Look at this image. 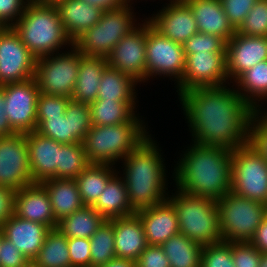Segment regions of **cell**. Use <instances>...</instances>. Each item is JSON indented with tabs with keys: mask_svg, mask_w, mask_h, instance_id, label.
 Listing matches in <instances>:
<instances>
[{
	"mask_svg": "<svg viewBox=\"0 0 267 267\" xmlns=\"http://www.w3.org/2000/svg\"><path fill=\"white\" fill-rule=\"evenodd\" d=\"M227 86L193 88L178 96L192 142L229 150L249 143L256 111L233 85Z\"/></svg>",
	"mask_w": 267,
	"mask_h": 267,
	"instance_id": "1",
	"label": "cell"
},
{
	"mask_svg": "<svg viewBox=\"0 0 267 267\" xmlns=\"http://www.w3.org/2000/svg\"><path fill=\"white\" fill-rule=\"evenodd\" d=\"M186 148L173 171L176 188L219 201L231 191L232 150L195 142Z\"/></svg>",
	"mask_w": 267,
	"mask_h": 267,
	"instance_id": "2",
	"label": "cell"
},
{
	"mask_svg": "<svg viewBox=\"0 0 267 267\" xmlns=\"http://www.w3.org/2000/svg\"><path fill=\"white\" fill-rule=\"evenodd\" d=\"M161 151L150 134L121 162L124 169L119 175L124 179L129 203L135 213L158 205L169 196L167 170Z\"/></svg>",
	"mask_w": 267,
	"mask_h": 267,
	"instance_id": "3",
	"label": "cell"
},
{
	"mask_svg": "<svg viewBox=\"0 0 267 267\" xmlns=\"http://www.w3.org/2000/svg\"><path fill=\"white\" fill-rule=\"evenodd\" d=\"M12 28L36 59L59 53L66 45L73 46L55 4L29 1Z\"/></svg>",
	"mask_w": 267,
	"mask_h": 267,
	"instance_id": "4",
	"label": "cell"
},
{
	"mask_svg": "<svg viewBox=\"0 0 267 267\" xmlns=\"http://www.w3.org/2000/svg\"><path fill=\"white\" fill-rule=\"evenodd\" d=\"M149 136L144 123L92 125L83 141L90 164L115 165Z\"/></svg>",
	"mask_w": 267,
	"mask_h": 267,
	"instance_id": "5",
	"label": "cell"
},
{
	"mask_svg": "<svg viewBox=\"0 0 267 267\" xmlns=\"http://www.w3.org/2000/svg\"><path fill=\"white\" fill-rule=\"evenodd\" d=\"M176 190L167 199L176 209L180 233L201 246L222 241L216 201Z\"/></svg>",
	"mask_w": 267,
	"mask_h": 267,
	"instance_id": "6",
	"label": "cell"
},
{
	"mask_svg": "<svg viewBox=\"0 0 267 267\" xmlns=\"http://www.w3.org/2000/svg\"><path fill=\"white\" fill-rule=\"evenodd\" d=\"M135 17L131 3L105 10L98 23L81 34L73 45L84 55L106 58L114 46L140 24Z\"/></svg>",
	"mask_w": 267,
	"mask_h": 267,
	"instance_id": "7",
	"label": "cell"
},
{
	"mask_svg": "<svg viewBox=\"0 0 267 267\" xmlns=\"http://www.w3.org/2000/svg\"><path fill=\"white\" fill-rule=\"evenodd\" d=\"M222 240L249 242L267 216L263 203L238 196L232 191L216 201Z\"/></svg>",
	"mask_w": 267,
	"mask_h": 267,
	"instance_id": "8",
	"label": "cell"
},
{
	"mask_svg": "<svg viewBox=\"0 0 267 267\" xmlns=\"http://www.w3.org/2000/svg\"><path fill=\"white\" fill-rule=\"evenodd\" d=\"M69 49L36 59L34 79L40 93L71 98L82 53L74 45Z\"/></svg>",
	"mask_w": 267,
	"mask_h": 267,
	"instance_id": "9",
	"label": "cell"
},
{
	"mask_svg": "<svg viewBox=\"0 0 267 267\" xmlns=\"http://www.w3.org/2000/svg\"><path fill=\"white\" fill-rule=\"evenodd\" d=\"M231 191L264 202L267 195V161L250 144L232 150Z\"/></svg>",
	"mask_w": 267,
	"mask_h": 267,
	"instance_id": "10",
	"label": "cell"
},
{
	"mask_svg": "<svg viewBox=\"0 0 267 267\" xmlns=\"http://www.w3.org/2000/svg\"><path fill=\"white\" fill-rule=\"evenodd\" d=\"M186 57L183 46L160 34L147 20L146 81L169 77L175 84L182 80ZM172 77V78H171Z\"/></svg>",
	"mask_w": 267,
	"mask_h": 267,
	"instance_id": "11",
	"label": "cell"
},
{
	"mask_svg": "<svg viewBox=\"0 0 267 267\" xmlns=\"http://www.w3.org/2000/svg\"><path fill=\"white\" fill-rule=\"evenodd\" d=\"M91 126L89 104L70 99L63 116L42 119L36 131L61 144H72L83 142Z\"/></svg>",
	"mask_w": 267,
	"mask_h": 267,
	"instance_id": "12",
	"label": "cell"
},
{
	"mask_svg": "<svg viewBox=\"0 0 267 267\" xmlns=\"http://www.w3.org/2000/svg\"><path fill=\"white\" fill-rule=\"evenodd\" d=\"M36 57L12 27L0 28V86L34 77Z\"/></svg>",
	"mask_w": 267,
	"mask_h": 267,
	"instance_id": "13",
	"label": "cell"
},
{
	"mask_svg": "<svg viewBox=\"0 0 267 267\" xmlns=\"http://www.w3.org/2000/svg\"><path fill=\"white\" fill-rule=\"evenodd\" d=\"M182 80L176 84L178 96L187 90L227 84L226 53L202 52L185 55Z\"/></svg>",
	"mask_w": 267,
	"mask_h": 267,
	"instance_id": "14",
	"label": "cell"
},
{
	"mask_svg": "<svg viewBox=\"0 0 267 267\" xmlns=\"http://www.w3.org/2000/svg\"><path fill=\"white\" fill-rule=\"evenodd\" d=\"M30 184L27 133L0 137V185L17 191Z\"/></svg>",
	"mask_w": 267,
	"mask_h": 267,
	"instance_id": "15",
	"label": "cell"
},
{
	"mask_svg": "<svg viewBox=\"0 0 267 267\" xmlns=\"http://www.w3.org/2000/svg\"><path fill=\"white\" fill-rule=\"evenodd\" d=\"M5 91L6 114L17 133L37 130V98L39 89L33 78L2 85Z\"/></svg>",
	"mask_w": 267,
	"mask_h": 267,
	"instance_id": "16",
	"label": "cell"
},
{
	"mask_svg": "<svg viewBox=\"0 0 267 267\" xmlns=\"http://www.w3.org/2000/svg\"><path fill=\"white\" fill-rule=\"evenodd\" d=\"M143 20L106 57L108 66L131 76L139 84L146 82L147 19Z\"/></svg>",
	"mask_w": 267,
	"mask_h": 267,
	"instance_id": "17",
	"label": "cell"
},
{
	"mask_svg": "<svg viewBox=\"0 0 267 267\" xmlns=\"http://www.w3.org/2000/svg\"><path fill=\"white\" fill-rule=\"evenodd\" d=\"M165 6L145 19L160 34L182 45L198 32L192 10L184 0H170Z\"/></svg>",
	"mask_w": 267,
	"mask_h": 267,
	"instance_id": "18",
	"label": "cell"
},
{
	"mask_svg": "<svg viewBox=\"0 0 267 267\" xmlns=\"http://www.w3.org/2000/svg\"><path fill=\"white\" fill-rule=\"evenodd\" d=\"M265 60H267V37L244 36L235 32L226 42L228 82L230 80V83H233L242 73Z\"/></svg>",
	"mask_w": 267,
	"mask_h": 267,
	"instance_id": "19",
	"label": "cell"
},
{
	"mask_svg": "<svg viewBox=\"0 0 267 267\" xmlns=\"http://www.w3.org/2000/svg\"><path fill=\"white\" fill-rule=\"evenodd\" d=\"M27 143L33 183L56 178L62 144L36 130L27 133Z\"/></svg>",
	"mask_w": 267,
	"mask_h": 267,
	"instance_id": "20",
	"label": "cell"
},
{
	"mask_svg": "<svg viewBox=\"0 0 267 267\" xmlns=\"http://www.w3.org/2000/svg\"><path fill=\"white\" fill-rule=\"evenodd\" d=\"M15 215L19 218L39 222L50 229L57 227L49 194L41 183H33L16 191Z\"/></svg>",
	"mask_w": 267,
	"mask_h": 267,
	"instance_id": "21",
	"label": "cell"
},
{
	"mask_svg": "<svg viewBox=\"0 0 267 267\" xmlns=\"http://www.w3.org/2000/svg\"><path fill=\"white\" fill-rule=\"evenodd\" d=\"M136 214L141 220L148 245L161 246L180 233L176 209L168 199Z\"/></svg>",
	"mask_w": 267,
	"mask_h": 267,
	"instance_id": "22",
	"label": "cell"
},
{
	"mask_svg": "<svg viewBox=\"0 0 267 267\" xmlns=\"http://www.w3.org/2000/svg\"><path fill=\"white\" fill-rule=\"evenodd\" d=\"M3 236L19 249L30 261H33L43 246L48 226L13 215L1 227Z\"/></svg>",
	"mask_w": 267,
	"mask_h": 267,
	"instance_id": "23",
	"label": "cell"
},
{
	"mask_svg": "<svg viewBox=\"0 0 267 267\" xmlns=\"http://www.w3.org/2000/svg\"><path fill=\"white\" fill-rule=\"evenodd\" d=\"M191 8L198 32L221 37L228 42L236 30L230 24L220 0H184Z\"/></svg>",
	"mask_w": 267,
	"mask_h": 267,
	"instance_id": "24",
	"label": "cell"
},
{
	"mask_svg": "<svg viewBox=\"0 0 267 267\" xmlns=\"http://www.w3.org/2000/svg\"><path fill=\"white\" fill-rule=\"evenodd\" d=\"M55 5L63 27L72 42L98 23L105 11L83 0H59Z\"/></svg>",
	"mask_w": 267,
	"mask_h": 267,
	"instance_id": "25",
	"label": "cell"
},
{
	"mask_svg": "<svg viewBox=\"0 0 267 267\" xmlns=\"http://www.w3.org/2000/svg\"><path fill=\"white\" fill-rule=\"evenodd\" d=\"M116 257L135 261L148 246L139 216L114 218Z\"/></svg>",
	"mask_w": 267,
	"mask_h": 267,
	"instance_id": "26",
	"label": "cell"
},
{
	"mask_svg": "<svg viewBox=\"0 0 267 267\" xmlns=\"http://www.w3.org/2000/svg\"><path fill=\"white\" fill-rule=\"evenodd\" d=\"M107 66V59L105 57L82 54L71 99L87 104L95 102L101 77Z\"/></svg>",
	"mask_w": 267,
	"mask_h": 267,
	"instance_id": "27",
	"label": "cell"
},
{
	"mask_svg": "<svg viewBox=\"0 0 267 267\" xmlns=\"http://www.w3.org/2000/svg\"><path fill=\"white\" fill-rule=\"evenodd\" d=\"M41 184L49 194L52 212L57 221L85 206L75 179L50 178Z\"/></svg>",
	"mask_w": 267,
	"mask_h": 267,
	"instance_id": "28",
	"label": "cell"
},
{
	"mask_svg": "<svg viewBox=\"0 0 267 267\" xmlns=\"http://www.w3.org/2000/svg\"><path fill=\"white\" fill-rule=\"evenodd\" d=\"M117 172L108 180L96 203L92 206L106 220L127 217L135 214L129 203L126 185Z\"/></svg>",
	"mask_w": 267,
	"mask_h": 267,
	"instance_id": "29",
	"label": "cell"
},
{
	"mask_svg": "<svg viewBox=\"0 0 267 267\" xmlns=\"http://www.w3.org/2000/svg\"><path fill=\"white\" fill-rule=\"evenodd\" d=\"M92 125L109 126L122 123H145L139 114L136 102L95 100L89 104Z\"/></svg>",
	"mask_w": 267,
	"mask_h": 267,
	"instance_id": "30",
	"label": "cell"
},
{
	"mask_svg": "<svg viewBox=\"0 0 267 267\" xmlns=\"http://www.w3.org/2000/svg\"><path fill=\"white\" fill-rule=\"evenodd\" d=\"M233 86L255 111L261 109L263 101H267V60L242 73Z\"/></svg>",
	"mask_w": 267,
	"mask_h": 267,
	"instance_id": "31",
	"label": "cell"
},
{
	"mask_svg": "<svg viewBox=\"0 0 267 267\" xmlns=\"http://www.w3.org/2000/svg\"><path fill=\"white\" fill-rule=\"evenodd\" d=\"M137 84L131 76L107 66L101 77L96 100L137 102Z\"/></svg>",
	"mask_w": 267,
	"mask_h": 267,
	"instance_id": "32",
	"label": "cell"
},
{
	"mask_svg": "<svg viewBox=\"0 0 267 267\" xmlns=\"http://www.w3.org/2000/svg\"><path fill=\"white\" fill-rule=\"evenodd\" d=\"M105 220L95 208L84 206L74 213L61 218L56 228L67 238L90 239Z\"/></svg>",
	"mask_w": 267,
	"mask_h": 267,
	"instance_id": "33",
	"label": "cell"
},
{
	"mask_svg": "<svg viewBox=\"0 0 267 267\" xmlns=\"http://www.w3.org/2000/svg\"><path fill=\"white\" fill-rule=\"evenodd\" d=\"M115 168L106 164H90L75 178L85 206H93L96 203L108 180L117 172Z\"/></svg>",
	"mask_w": 267,
	"mask_h": 267,
	"instance_id": "34",
	"label": "cell"
},
{
	"mask_svg": "<svg viewBox=\"0 0 267 267\" xmlns=\"http://www.w3.org/2000/svg\"><path fill=\"white\" fill-rule=\"evenodd\" d=\"M170 267H201L203 246L179 233L161 245Z\"/></svg>",
	"mask_w": 267,
	"mask_h": 267,
	"instance_id": "35",
	"label": "cell"
},
{
	"mask_svg": "<svg viewBox=\"0 0 267 267\" xmlns=\"http://www.w3.org/2000/svg\"><path fill=\"white\" fill-rule=\"evenodd\" d=\"M39 267H72L68 238L57 228L51 229L33 260Z\"/></svg>",
	"mask_w": 267,
	"mask_h": 267,
	"instance_id": "36",
	"label": "cell"
},
{
	"mask_svg": "<svg viewBox=\"0 0 267 267\" xmlns=\"http://www.w3.org/2000/svg\"><path fill=\"white\" fill-rule=\"evenodd\" d=\"M89 241L91 267L104 265L115 258L114 218L105 220Z\"/></svg>",
	"mask_w": 267,
	"mask_h": 267,
	"instance_id": "37",
	"label": "cell"
},
{
	"mask_svg": "<svg viewBox=\"0 0 267 267\" xmlns=\"http://www.w3.org/2000/svg\"><path fill=\"white\" fill-rule=\"evenodd\" d=\"M86 152L83 142L62 144L60 147L59 167L56 170L58 179H75L88 166Z\"/></svg>",
	"mask_w": 267,
	"mask_h": 267,
	"instance_id": "38",
	"label": "cell"
},
{
	"mask_svg": "<svg viewBox=\"0 0 267 267\" xmlns=\"http://www.w3.org/2000/svg\"><path fill=\"white\" fill-rule=\"evenodd\" d=\"M244 36L267 37V0H258L236 30Z\"/></svg>",
	"mask_w": 267,
	"mask_h": 267,
	"instance_id": "39",
	"label": "cell"
},
{
	"mask_svg": "<svg viewBox=\"0 0 267 267\" xmlns=\"http://www.w3.org/2000/svg\"><path fill=\"white\" fill-rule=\"evenodd\" d=\"M201 267H234L231 242L222 240L203 246Z\"/></svg>",
	"mask_w": 267,
	"mask_h": 267,
	"instance_id": "40",
	"label": "cell"
},
{
	"mask_svg": "<svg viewBox=\"0 0 267 267\" xmlns=\"http://www.w3.org/2000/svg\"><path fill=\"white\" fill-rule=\"evenodd\" d=\"M182 46L185 55L202 52L226 53V42L221 37L202 32L191 36Z\"/></svg>",
	"mask_w": 267,
	"mask_h": 267,
	"instance_id": "41",
	"label": "cell"
},
{
	"mask_svg": "<svg viewBox=\"0 0 267 267\" xmlns=\"http://www.w3.org/2000/svg\"><path fill=\"white\" fill-rule=\"evenodd\" d=\"M70 99L65 96L39 93L37 98V124L42 119L63 116Z\"/></svg>",
	"mask_w": 267,
	"mask_h": 267,
	"instance_id": "42",
	"label": "cell"
},
{
	"mask_svg": "<svg viewBox=\"0 0 267 267\" xmlns=\"http://www.w3.org/2000/svg\"><path fill=\"white\" fill-rule=\"evenodd\" d=\"M234 267H259L261 252L249 242H231Z\"/></svg>",
	"mask_w": 267,
	"mask_h": 267,
	"instance_id": "43",
	"label": "cell"
},
{
	"mask_svg": "<svg viewBox=\"0 0 267 267\" xmlns=\"http://www.w3.org/2000/svg\"><path fill=\"white\" fill-rule=\"evenodd\" d=\"M230 24L237 30L258 0H220Z\"/></svg>",
	"mask_w": 267,
	"mask_h": 267,
	"instance_id": "44",
	"label": "cell"
},
{
	"mask_svg": "<svg viewBox=\"0 0 267 267\" xmlns=\"http://www.w3.org/2000/svg\"><path fill=\"white\" fill-rule=\"evenodd\" d=\"M249 143L267 161V121L257 111L251 119Z\"/></svg>",
	"mask_w": 267,
	"mask_h": 267,
	"instance_id": "45",
	"label": "cell"
},
{
	"mask_svg": "<svg viewBox=\"0 0 267 267\" xmlns=\"http://www.w3.org/2000/svg\"><path fill=\"white\" fill-rule=\"evenodd\" d=\"M72 267H91L90 241L86 238H68Z\"/></svg>",
	"mask_w": 267,
	"mask_h": 267,
	"instance_id": "46",
	"label": "cell"
},
{
	"mask_svg": "<svg viewBox=\"0 0 267 267\" xmlns=\"http://www.w3.org/2000/svg\"><path fill=\"white\" fill-rule=\"evenodd\" d=\"M30 0H0V28L12 27Z\"/></svg>",
	"mask_w": 267,
	"mask_h": 267,
	"instance_id": "47",
	"label": "cell"
},
{
	"mask_svg": "<svg viewBox=\"0 0 267 267\" xmlns=\"http://www.w3.org/2000/svg\"><path fill=\"white\" fill-rule=\"evenodd\" d=\"M30 260L3 234L0 244V267H24Z\"/></svg>",
	"mask_w": 267,
	"mask_h": 267,
	"instance_id": "48",
	"label": "cell"
},
{
	"mask_svg": "<svg viewBox=\"0 0 267 267\" xmlns=\"http://www.w3.org/2000/svg\"><path fill=\"white\" fill-rule=\"evenodd\" d=\"M136 267H170V263L161 246L148 245L136 260Z\"/></svg>",
	"mask_w": 267,
	"mask_h": 267,
	"instance_id": "49",
	"label": "cell"
},
{
	"mask_svg": "<svg viewBox=\"0 0 267 267\" xmlns=\"http://www.w3.org/2000/svg\"><path fill=\"white\" fill-rule=\"evenodd\" d=\"M16 191L0 185V227L15 214Z\"/></svg>",
	"mask_w": 267,
	"mask_h": 267,
	"instance_id": "50",
	"label": "cell"
},
{
	"mask_svg": "<svg viewBox=\"0 0 267 267\" xmlns=\"http://www.w3.org/2000/svg\"><path fill=\"white\" fill-rule=\"evenodd\" d=\"M17 133L10 125L6 114L5 91L0 86V137H7Z\"/></svg>",
	"mask_w": 267,
	"mask_h": 267,
	"instance_id": "51",
	"label": "cell"
},
{
	"mask_svg": "<svg viewBox=\"0 0 267 267\" xmlns=\"http://www.w3.org/2000/svg\"><path fill=\"white\" fill-rule=\"evenodd\" d=\"M249 243L261 253H267V216L262 220Z\"/></svg>",
	"mask_w": 267,
	"mask_h": 267,
	"instance_id": "52",
	"label": "cell"
},
{
	"mask_svg": "<svg viewBox=\"0 0 267 267\" xmlns=\"http://www.w3.org/2000/svg\"><path fill=\"white\" fill-rule=\"evenodd\" d=\"M88 4L98 6L104 10H112L124 7L129 4V0H83Z\"/></svg>",
	"mask_w": 267,
	"mask_h": 267,
	"instance_id": "53",
	"label": "cell"
},
{
	"mask_svg": "<svg viewBox=\"0 0 267 267\" xmlns=\"http://www.w3.org/2000/svg\"><path fill=\"white\" fill-rule=\"evenodd\" d=\"M98 267H136V262L129 259L115 257L108 263Z\"/></svg>",
	"mask_w": 267,
	"mask_h": 267,
	"instance_id": "54",
	"label": "cell"
},
{
	"mask_svg": "<svg viewBox=\"0 0 267 267\" xmlns=\"http://www.w3.org/2000/svg\"><path fill=\"white\" fill-rule=\"evenodd\" d=\"M259 267H267V253H261Z\"/></svg>",
	"mask_w": 267,
	"mask_h": 267,
	"instance_id": "55",
	"label": "cell"
},
{
	"mask_svg": "<svg viewBox=\"0 0 267 267\" xmlns=\"http://www.w3.org/2000/svg\"><path fill=\"white\" fill-rule=\"evenodd\" d=\"M30 1L42 4H56L59 0H30Z\"/></svg>",
	"mask_w": 267,
	"mask_h": 267,
	"instance_id": "56",
	"label": "cell"
},
{
	"mask_svg": "<svg viewBox=\"0 0 267 267\" xmlns=\"http://www.w3.org/2000/svg\"><path fill=\"white\" fill-rule=\"evenodd\" d=\"M262 109H259L257 112L267 121V110L265 111V108L263 110V107H261Z\"/></svg>",
	"mask_w": 267,
	"mask_h": 267,
	"instance_id": "57",
	"label": "cell"
},
{
	"mask_svg": "<svg viewBox=\"0 0 267 267\" xmlns=\"http://www.w3.org/2000/svg\"><path fill=\"white\" fill-rule=\"evenodd\" d=\"M24 267H39L34 261H29Z\"/></svg>",
	"mask_w": 267,
	"mask_h": 267,
	"instance_id": "58",
	"label": "cell"
},
{
	"mask_svg": "<svg viewBox=\"0 0 267 267\" xmlns=\"http://www.w3.org/2000/svg\"><path fill=\"white\" fill-rule=\"evenodd\" d=\"M263 205H264V207H265L266 210H267V195H266V198H265V200H264V202H263Z\"/></svg>",
	"mask_w": 267,
	"mask_h": 267,
	"instance_id": "59",
	"label": "cell"
},
{
	"mask_svg": "<svg viewBox=\"0 0 267 267\" xmlns=\"http://www.w3.org/2000/svg\"><path fill=\"white\" fill-rule=\"evenodd\" d=\"M1 239H2V232L0 230V244H1Z\"/></svg>",
	"mask_w": 267,
	"mask_h": 267,
	"instance_id": "60",
	"label": "cell"
}]
</instances>
